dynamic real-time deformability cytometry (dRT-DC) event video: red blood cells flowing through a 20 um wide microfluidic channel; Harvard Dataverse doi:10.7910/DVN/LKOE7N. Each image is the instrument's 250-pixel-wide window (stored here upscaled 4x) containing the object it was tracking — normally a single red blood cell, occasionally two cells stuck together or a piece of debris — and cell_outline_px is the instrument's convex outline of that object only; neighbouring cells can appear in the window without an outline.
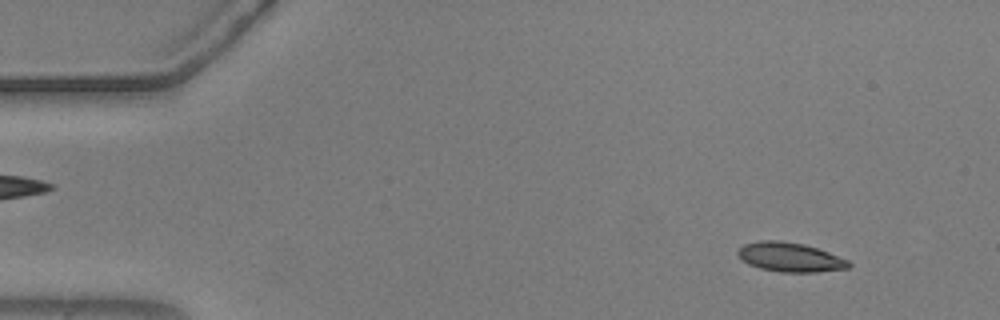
{"species": "common noctule bat (a hibernating species)", "species_latin": "Nyctalus noctula", "temperature_condition": "warm", "stored_images_in_passage": 54, "camera_frame_rate_fps": 3000, "um_per_image_px": 0.085, "animal": {"sex": "male", "body_mass_g": 20.5, "forearm_length_mm": 52.5}, "frame": {"image": 1, "passage_image": 5, "time_ms": 1.333, "image_size_px": [1000, 320], "cell_outline_px": [[852, 264], [848, 268], [816, 272], [780, 272], [760, 268], [748, 264], [736, 252], [744, 244], [760, 240], [780, 240], [804, 244], [828, 252], [848, 260]], "centroid_in_image_um": [67.15, 21.85], "position_along_channel_um": 17.8, "area_um2": 18.79}}
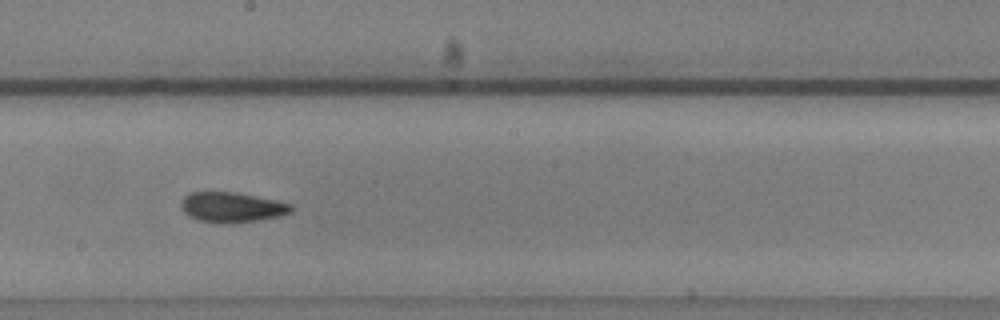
{"frame": {"image": 2, "passage_image": 30, "time_ms": 9.667, "image_size_px": [1000, 320], "cell_outline_px": [[292, 212], [280, 216], [260, 220], [232, 224], [224, 224], [196, 220], [188, 216], [184, 212], [180, 204], [180, 200], [188, 192], [236, 192], [276, 200], [292, 204]], "centroid_in_image_um": [19.68, 17.63], "position_along_channel_um": 228.5, "area_um2": 19.71}}
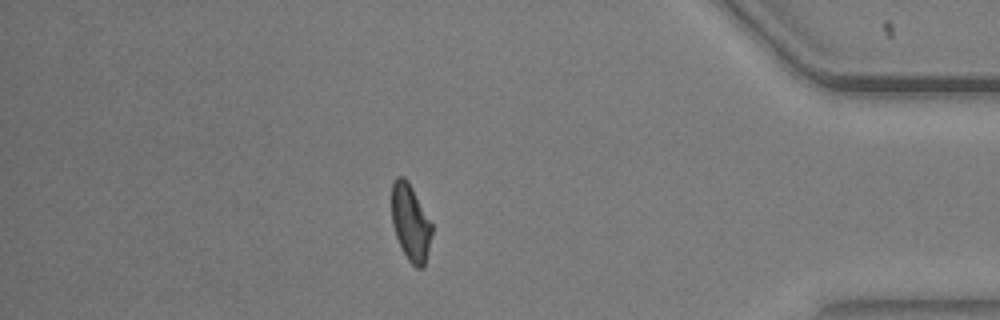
{"frame": {"image": 3, "passage_image": 47, "time_ms": 15.333, "image_size_px": [1000, 320], "cell_outline_px": [[432, 232], [424, 268], [416, 268], [408, 260], [400, 248], [392, 224], [392, 184], [396, 176], [404, 176], [408, 180], [432, 224]], "centroid_in_image_um": [34.88, 18.93], "position_along_channel_um": 400.3, "area_um2": 17.98}, "authors_computed_cell_mechanics": {"area_um2": 19.0451, "velocity_mm_per_s": 3.6842, "shape_relaxation_time_tau1_ms": null, "shape_relaxation_time_tau2_ms": 2.5113, "deformation_change_tau1": null, "deformation_change_tau2": 0.0877}}